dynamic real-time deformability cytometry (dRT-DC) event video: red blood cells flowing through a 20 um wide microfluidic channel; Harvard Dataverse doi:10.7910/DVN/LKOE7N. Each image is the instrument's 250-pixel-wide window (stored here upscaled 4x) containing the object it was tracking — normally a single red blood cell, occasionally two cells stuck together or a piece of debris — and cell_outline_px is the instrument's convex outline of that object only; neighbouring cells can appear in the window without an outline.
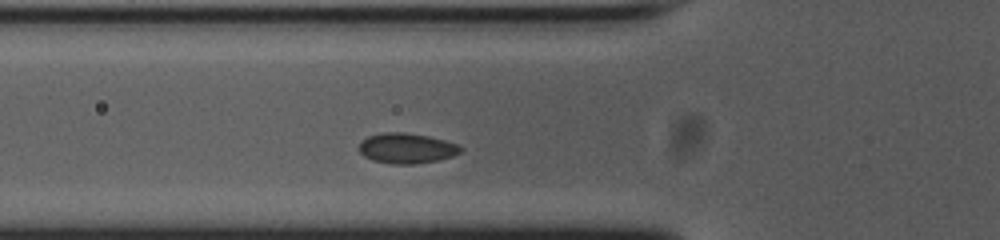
{"species": "common noctule bat (a hibernating species)", "species_latin": "Nyctalus noctula", "temperature_condition": "cold", "stored_images_in_passage": 29, "camera_frame_rate_fps": 3000, "um_per_image_px": 0.085, "animal": {"sex": "female", "body_mass_g": 23.0, "forearm_length_mm": 53.4}, "frame": {"image": 1, "passage_image": 3, "time_ms": 0.667, "image_size_px": [1000, 240], "cell_outline_px": [[464, 148], [460, 152], [452, 156], [436, 160], [412, 164], [388, 164], [372, 160], [364, 156], [360, 152], [360, 144], [368, 136], [384, 132], [404, 132], [428, 136], [444, 140], [456, 144]], "centroid_in_image_um": [34.55, 12.6], "position_along_channel_um": 91.2, "area_um2": 17.74}}
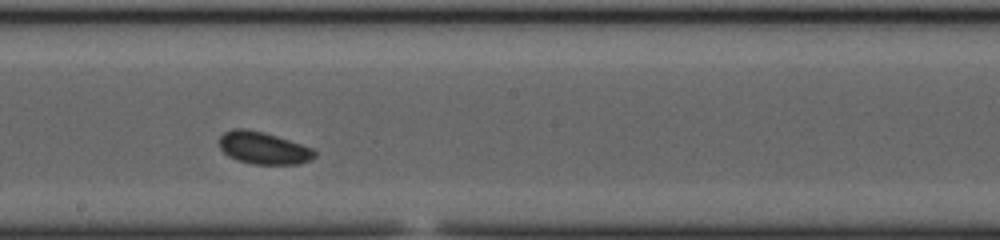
{"frame": {"image": 2, "passage_image": 14, "time_ms": 4.333, "image_size_px": [1000, 240], "cell_outline_px": [[316, 156], [312, 160], [300, 164], [252, 164], [236, 160], [228, 156], [220, 148], [220, 136], [224, 132], [232, 128], [244, 128], [264, 132], [312, 148], [316, 152]], "centroid_in_image_um": [22.38, 12.59], "position_along_channel_um": 225.8, "area_um2": 17.98}}
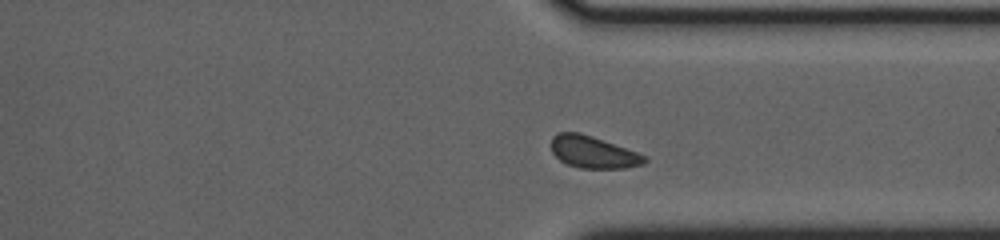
{"frame": {"image": 3, "passage_image": 25, "time_ms": 8.0, "image_size_px": [1000, 240], "cell_outline_px": [[648, 160], [644, 164], [624, 168], [580, 168], [568, 164], [560, 160], [552, 152], [552, 136], [556, 132], [580, 132], [604, 140], [648, 156]], "centroid_in_image_um": [50.44, 12.92], "position_along_channel_um": 361.0, "area_um2": 17.46}, "authors_computed_cell_mechanics": {"area_um2": 17.5712, "velocity_mm_per_s": 3.6715, "shape_relaxation_time_tau1_ms": 6.4851, "shape_relaxation_time_tau2_ms": null, "deformation_change_tau1": 0.0646, "deformation_change_tau2": null}}